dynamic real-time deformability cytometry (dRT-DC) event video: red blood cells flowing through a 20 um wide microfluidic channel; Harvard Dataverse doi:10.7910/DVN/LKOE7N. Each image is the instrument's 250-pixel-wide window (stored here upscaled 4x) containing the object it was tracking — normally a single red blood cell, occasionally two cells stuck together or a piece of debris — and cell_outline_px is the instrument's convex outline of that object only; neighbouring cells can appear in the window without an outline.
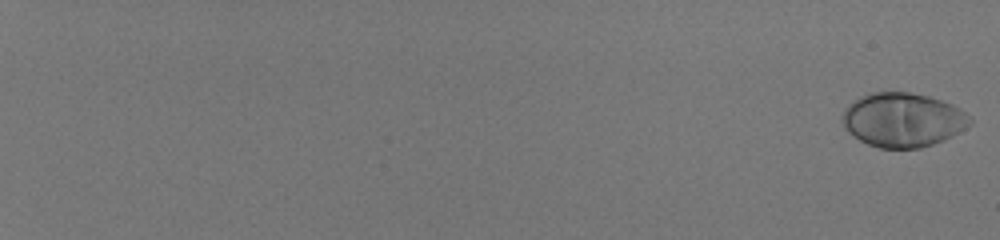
{"species": "human", "species_latin": "Homo sapiens", "temperature_condition": "room temperature", "stored_images_in_passage": 57, "camera_frame_rate_fps": 3000, "um_per_image_px": 0.085, "donor": {"sex": "male"}, "frame": {"image": 1, "passage_image": 1, "time_ms": 0.0, "image_size_px": [1000, 240], "cell_outline_px": [[972, 124], [952, 136], [944, 140], [920, 148], [880, 148], [868, 144], [860, 140], [848, 132], [844, 128], [844, 108], [848, 104], [860, 96], [868, 92], [908, 92], [928, 96], [952, 104], [960, 108], [972, 116]], "centroid_in_image_um": [76.76, 10.18], "position_along_channel_um": 8.2, "area_um2": 40.4}}
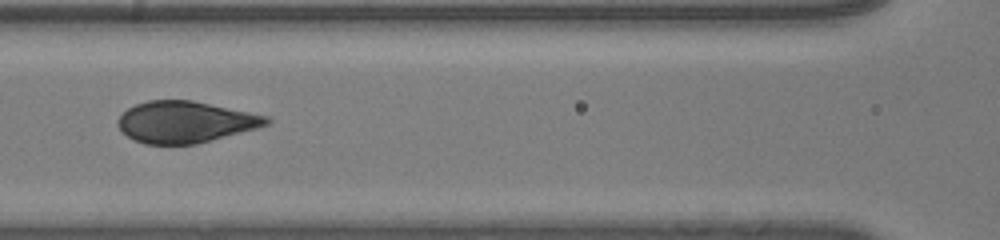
{"frame": {"image": 2, "passage_image": 33, "time_ms": 10.667, "image_size_px": [1000, 240], "cell_outline_px": [[272, 124], [196, 144], [144, 144], [128, 136], [116, 124], [116, 120], [128, 108], [136, 104], [148, 100], [192, 100], [268, 116], [272, 120]], "centroid_in_image_um": [15.76, 10.36], "position_along_channel_um": 150.8, "area_um2": 35.78}}
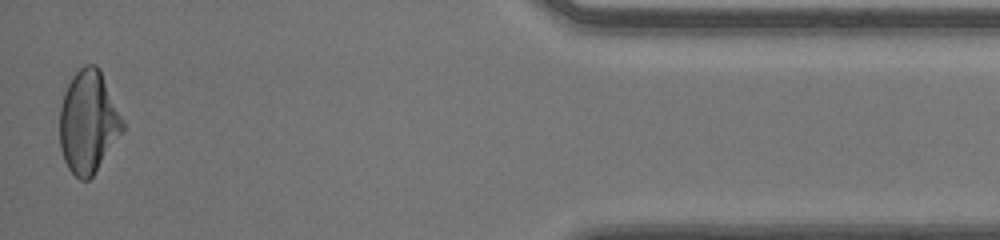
{"frame": {"image": 3, "passage_image": 57, "time_ms": 18.667, "image_size_px": [1000, 240], "cell_outline_px": [[124, 128], [92, 176], [88, 180], [80, 180], [68, 168], [64, 160], [60, 148], [60, 108], [64, 92], [72, 76], [84, 64], [96, 64], [100, 68], [124, 120]], "centroid_in_image_um": [7.5, 10.33], "position_along_channel_um": 427.7, "area_um2": 37.4}, "authors_computed_cell_mechanics": {"area_um2": 37.7434, "velocity_mm_per_s": 4.0651, "shape_relaxation_time_tau1_ms": 4.3326, "shape_relaxation_time_tau2_ms": null, "deformation_change_tau1": 0.2107, "deformation_change_tau2": null}}